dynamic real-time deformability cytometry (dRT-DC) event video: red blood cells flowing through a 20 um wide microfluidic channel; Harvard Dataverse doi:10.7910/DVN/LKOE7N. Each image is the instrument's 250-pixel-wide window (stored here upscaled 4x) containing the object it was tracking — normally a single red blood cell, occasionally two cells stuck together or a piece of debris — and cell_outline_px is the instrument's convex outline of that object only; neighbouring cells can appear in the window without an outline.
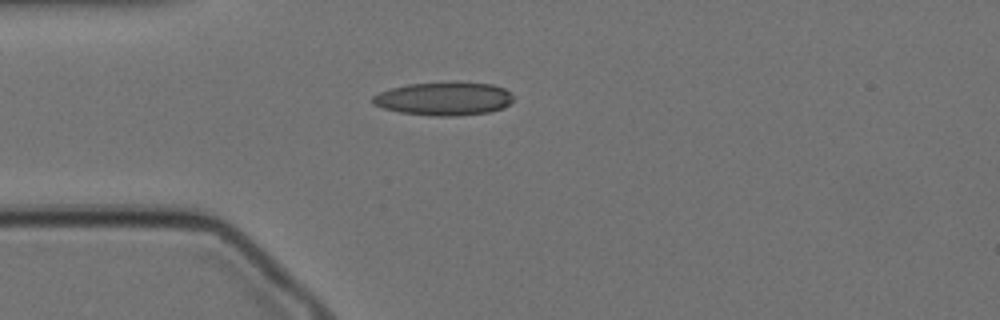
{"species": "Egyptian fruit bat (a non-hibernating species)", "species_latin": "Rousettus aegyptiacus", "temperature_condition": "cold", "stored_images_in_passage": 44, "camera_frame_rate_fps": 3000, "um_per_image_px": 0.085, "animal": {"sex": "female"}, "frame": {"image": 1, "passage_image": 1, "time_ms": 0.0, "image_size_px": [1000, 320], "cell_outline_px": [[512, 100], [504, 108], [488, 112], [452, 116], [436, 116], [400, 112], [384, 108], [372, 104], [372, 96], [380, 92], [392, 88], [408, 84], [492, 84], [504, 88], [512, 96]], "centroid_in_image_um": [37.71, 8.42], "position_along_channel_um": 47.3, "area_um2": 26.41}}
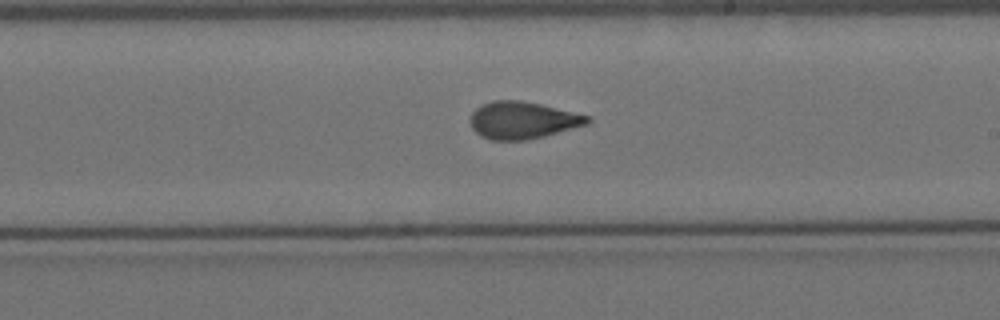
{"frame": {"image": 2, "passage_image": 19, "time_ms": 6.0, "image_size_px": [1000, 320], "cell_outline_px": [[592, 120], [588, 124], [544, 136], [524, 140], [492, 140], [480, 136], [472, 128], [468, 120], [472, 112], [480, 104], [492, 100], [520, 100], [540, 104], [592, 116]], "centroid_in_image_um": [44.4, 10.21], "position_along_channel_um": 244.6, "area_um2": 25.61}}
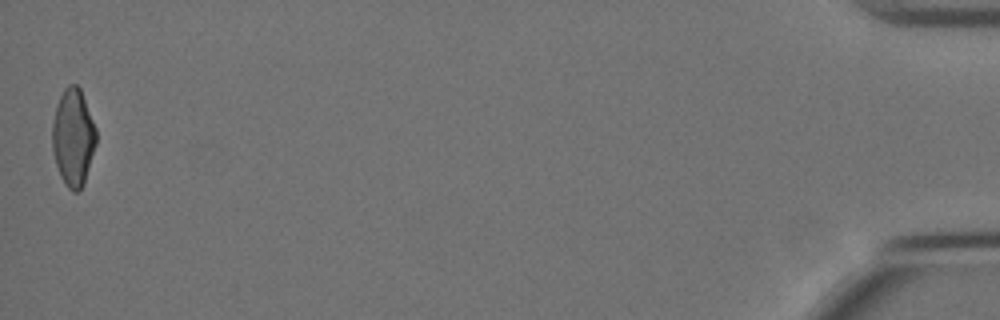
{"frame": {"image": 3, "passage_image": 44, "time_ms": 14.333, "image_size_px": [1000, 320], "cell_outline_px": [[96, 144], [84, 184], [80, 192], [72, 192], [64, 184], [60, 176], [52, 152], [52, 124], [56, 104], [64, 88], [68, 84], [76, 84], [80, 88], [96, 128]], "centroid_in_image_um": [6.21, 11.7], "position_along_channel_um": 429.0, "area_um2": 25.14}, "authors_computed_cell_mechanics": {"area_um2": 25.432, "velocity_mm_per_s": 3.445, "shape_relaxation_time_tau1_ms": null, "shape_relaxation_time_tau2_ms": 1.7315, "deformation_change_tau1": null, "deformation_change_tau2": 0.0884}}